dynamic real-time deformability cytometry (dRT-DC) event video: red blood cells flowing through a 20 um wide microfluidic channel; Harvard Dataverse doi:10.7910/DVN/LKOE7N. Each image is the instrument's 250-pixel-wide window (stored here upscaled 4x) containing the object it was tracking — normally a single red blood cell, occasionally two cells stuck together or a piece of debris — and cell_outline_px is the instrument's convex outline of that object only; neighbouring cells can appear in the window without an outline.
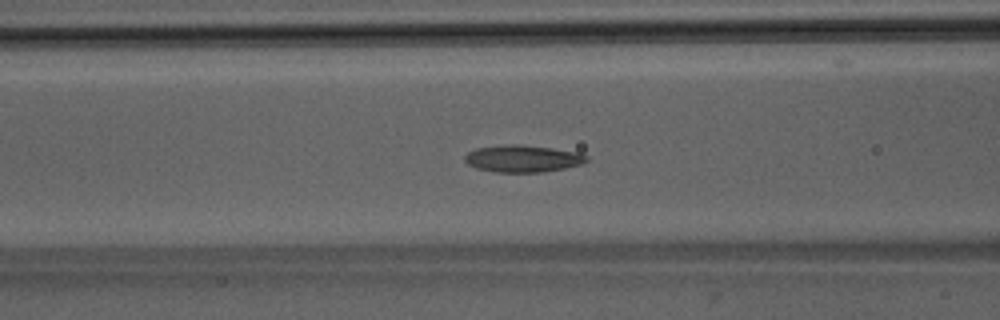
{"species": "Egyptian fruit bat (a non-hibernating species)", "species_latin": "Rousettus aegyptiacus", "temperature_condition": "room temperature", "stored_images_in_passage": 52, "camera_frame_rate_fps": 3000, "um_per_image_px": 0.085, "animal": {"sex": "male"}, "frame": {"image": 1, "passage_image": 22, "time_ms": 7.0, "image_size_px": [1000, 320], "cell_outline_px": [[588, 160], [580, 164], [564, 168], [544, 172], [496, 172], [476, 168], [468, 164], [464, 160], [464, 156], [468, 152], [476, 148], [512, 144], [516, 144], [552, 148], [580, 152], [588, 156]], "centroid_in_image_um": [44.44, 13.48], "position_along_channel_um": 122.2, "area_um2": 19.13}}
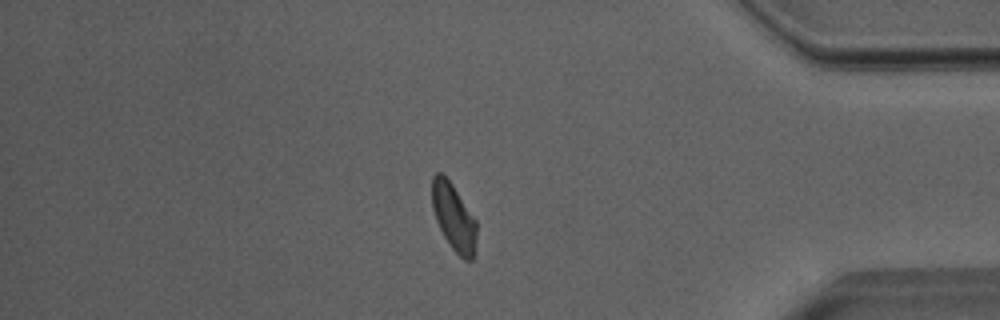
{"frame": {"image": 2, "passage_image": 45, "time_ms": 14.667, "image_size_px": [1000, 320], "cell_outline_px": [[476, 240], [472, 260], [464, 260], [452, 248], [444, 236], [436, 220], [432, 208], [432, 176], [436, 172], [440, 172], [452, 184], [476, 220]], "centroid_in_image_um": [38.55, 18.45], "position_along_channel_um": 396.6, "area_um2": 17.17}}
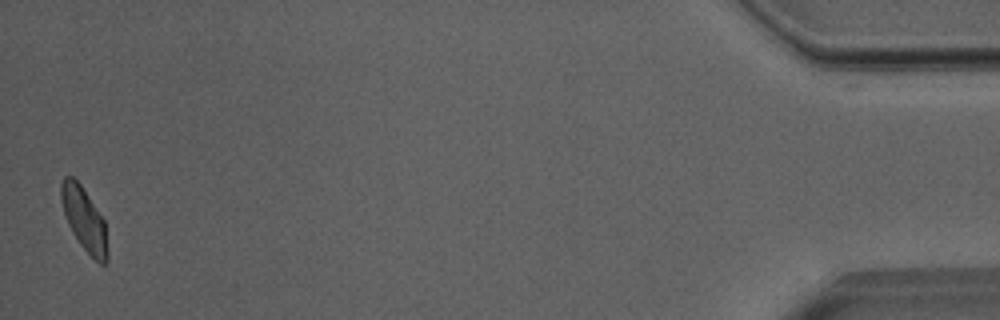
{"frame": {"image": 3, "passage_image": 52, "time_ms": 17.0, "image_size_px": [1000, 320], "cell_outline_px": [[108, 260], [104, 264], [100, 264], [80, 244], [72, 232], [68, 224], [60, 200], [60, 180], [64, 176], [72, 176], [80, 184], [104, 220], [108, 252]], "centroid_in_image_um": [7.13, 18.62], "position_along_channel_um": 428.1, "area_um2": 16.94}, "authors_computed_cell_mechanics": {"area_um2": 18.3515, "velocity_mm_per_s": 3.9846, "shape_relaxation_time_tau1_ms": 4.1936, "shape_relaxation_time_tau2_ms": 2.931, "deformation_change_tau1": 0.1323, "deformation_change_tau2": 0.088}}